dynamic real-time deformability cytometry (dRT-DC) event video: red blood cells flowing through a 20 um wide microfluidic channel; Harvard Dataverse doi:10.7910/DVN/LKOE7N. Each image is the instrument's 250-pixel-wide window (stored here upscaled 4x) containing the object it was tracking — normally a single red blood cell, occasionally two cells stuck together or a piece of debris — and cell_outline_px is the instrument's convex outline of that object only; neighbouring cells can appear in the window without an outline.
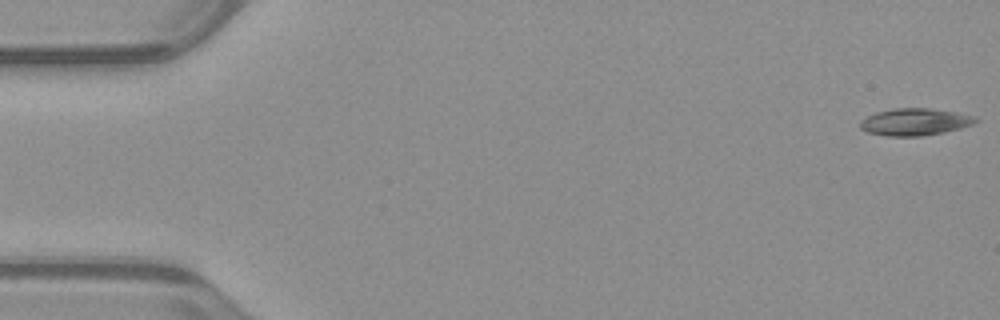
{"species": "common noctule bat (a hibernating species)", "species_latin": "Nyctalus noctula", "temperature_condition": "warm", "stored_images_in_passage": 52, "camera_frame_rate_fps": 3000, "um_per_image_px": 0.085, "animal": {"sex": "male", "body_mass_g": 23.1, "forearm_length_mm": 52.7}, "frame": {"image": 1, "passage_image": 1, "time_ms": 0.0, "image_size_px": [1000, 320], "cell_outline_px": [[980, 120], [972, 124], [960, 128], [944, 132], [920, 136], [888, 136], [868, 132], [860, 128], [860, 120], [876, 112], [892, 108], [928, 108], [956, 112], [976, 116]], "centroid_in_image_um": [77.77, 10.35], "position_along_channel_um": 7.2, "area_um2": 18.21}}
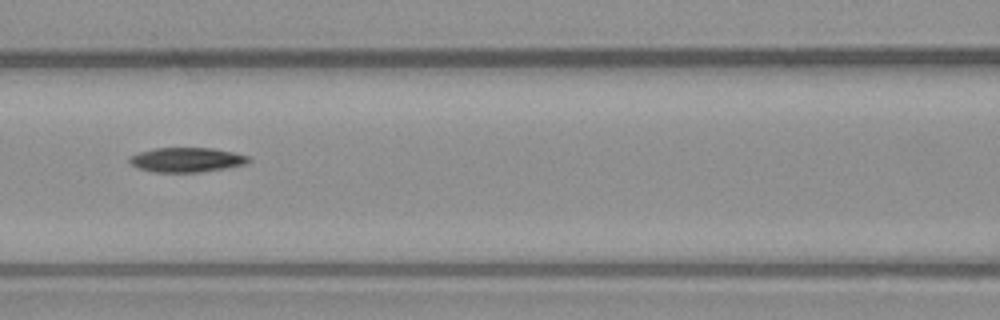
{"frame": {"image": 2, "passage_image": 23, "time_ms": 7.333, "image_size_px": [1000, 320], "cell_outline_px": [[252, 160], [244, 164], [224, 168], [200, 172], [152, 172], [140, 168], [132, 164], [128, 160], [128, 156], [152, 148], [212, 148], [232, 152], [248, 156]], "centroid_in_image_um": [15.83, 13.58], "position_along_channel_um": 150.8, "area_um2": 16.94}}
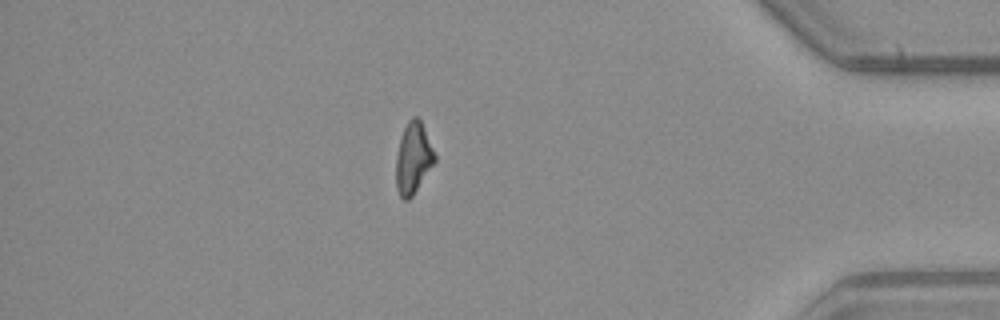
{"frame": {"image": 3, "passage_image": 45, "time_ms": 14.667, "image_size_px": [1000, 320], "cell_outline_px": [[436, 160], [412, 196], [408, 200], [404, 200], [400, 196], [396, 188], [396, 156], [400, 136], [408, 120], [412, 116], [416, 116], [420, 120], [424, 128], [436, 156]], "centroid_in_image_um": [35.1, 13.43], "position_along_channel_um": 400.1, "area_um2": 15.95}, "authors_computed_cell_mechanics": {"area_um2": 17.1377, "velocity_mm_per_s": 3.9732, "shape_relaxation_time_tau1_ms": 10.4332, "shape_relaxation_time_tau2_ms": null, "deformation_change_tau1": 0.2466, "deformation_change_tau2": null}}